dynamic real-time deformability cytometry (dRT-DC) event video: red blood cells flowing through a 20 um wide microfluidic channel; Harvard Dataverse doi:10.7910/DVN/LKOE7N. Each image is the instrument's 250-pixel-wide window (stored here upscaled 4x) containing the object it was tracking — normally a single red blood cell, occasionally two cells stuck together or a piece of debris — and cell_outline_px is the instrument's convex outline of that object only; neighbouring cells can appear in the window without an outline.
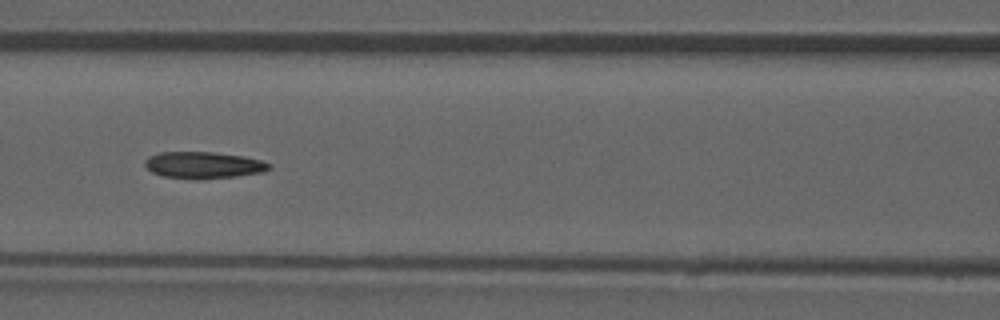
{"species": "common noctule bat (a hibernating species)", "species_latin": "Nyctalus noctula", "temperature_condition": "room temperature", "stored_images_in_passage": 51, "camera_frame_rate_fps": 3000, "um_per_image_px": 0.085, "animal": {"sex": "male", "forearm_length_mm": 52.5}, "frame": {"image": 1, "passage_image": 22, "time_ms": 7.0, "image_size_px": [1000, 320], "cell_outline_px": [[272, 168], [264, 172], [236, 176], [196, 180], [164, 176], [152, 172], [144, 164], [144, 160], [148, 156], [160, 152], [212, 152], [244, 156], [260, 160], [272, 164]], "centroid_in_image_um": [17.31, 14.03], "position_along_channel_um": 149.3, "area_um2": 19.48}, "authors_computed_cell_mechanics": {"area_um2": 19.4208, "velocity_mm_per_s": 3.9577, "shape_relaxation_time_tau1_ms": null, "shape_relaxation_time_tau2_ms": 6.01, "deformation_change_tau1": null, "deformation_change_tau2": 0.1329}}